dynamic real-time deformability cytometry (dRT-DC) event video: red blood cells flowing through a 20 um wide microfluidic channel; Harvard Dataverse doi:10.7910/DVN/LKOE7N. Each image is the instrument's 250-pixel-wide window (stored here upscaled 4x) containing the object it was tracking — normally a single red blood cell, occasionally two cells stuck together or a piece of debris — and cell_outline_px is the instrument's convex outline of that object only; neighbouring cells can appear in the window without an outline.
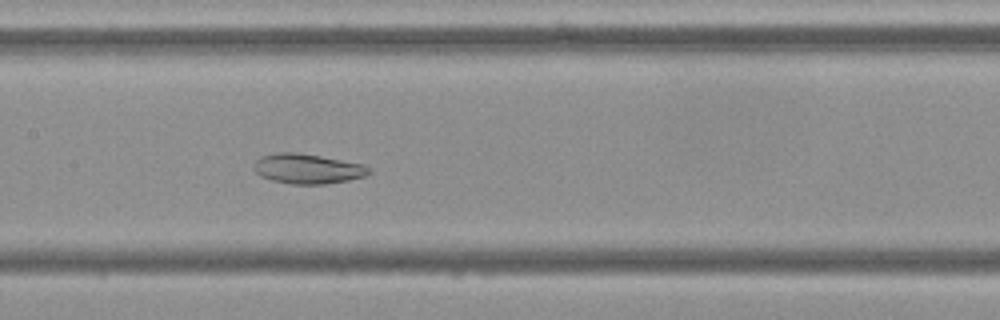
{"species": "Egyptian fruit bat (a non-hibernating species)", "species_latin": "Rousettus aegyptiacus", "temperature_condition": "cold", "stored_images_in_passage": 54, "camera_frame_rate_fps": 3000, "um_per_image_px": 0.085, "frame": {"image": 1, "passage_image": 26, "time_ms": 8.333, "image_size_px": [1000, 320], "cell_outline_px": [[372, 172], [364, 176], [348, 180], [324, 184], [292, 184], [272, 180], [260, 176], [252, 168], [256, 160], [264, 156], [280, 152], [296, 152], [320, 156], [364, 164]], "centroid_in_image_um": [26.14, 14.34], "position_along_channel_um": 181.3, "area_um2": 19.88}}
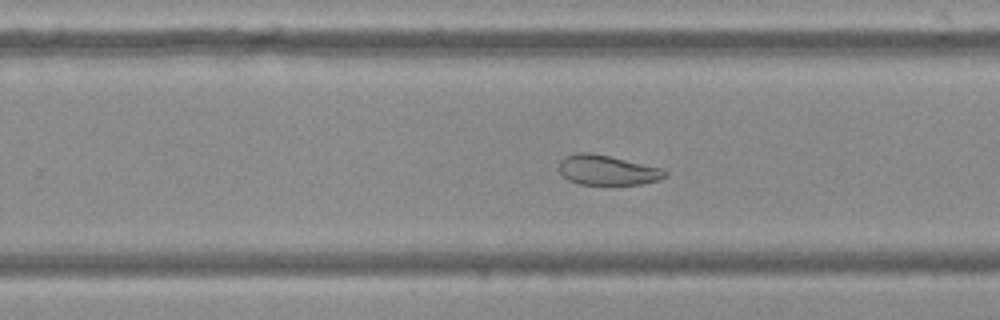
{"frame": {"image": 2, "passage_image": 34, "time_ms": 11.0, "image_size_px": [1000, 320], "cell_outline_px": [[668, 176], [660, 180], [640, 184], [580, 184], [568, 180], [560, 172], [560, 160], [564, 156], [576, 152], [588, 152], [608, 156], [664, 168], [668, 172]], "centroid_in_image_um": [51.66, 14.45], "position_along_channel_um": 278.1, "area_um2": 18.5}}
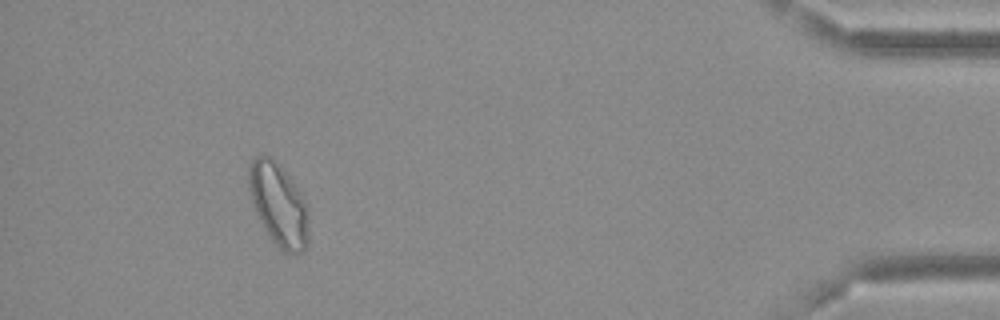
{"frame": {"image": 3, "passage_image": 50, "time_ms": 16.333, "image_size_px": [1000, 320], "cell_outline_px": [[308, 244], [300, 252], [280, 252], [264, 228], [252, 204], [248, 184], [248, 168], [252, 156], [272, 156], [292, 180], [304, 196], [308, 208]], "centroid_in_image_um": [23.67, 17.37], "position_along_channel_um": 411.5, "area_um2": 29.19}, "authors_computed_cell_mechanics": {"area_um2": 25.432, "velocity_mm_per_s": 3.6432, "shape_relaxation_time_tau1_ms": null, "shape_relaxation_time_tau2_ms": 3.6683, "deformation_change_tau1": null, "deformation_change_tau2": 0.0938}}